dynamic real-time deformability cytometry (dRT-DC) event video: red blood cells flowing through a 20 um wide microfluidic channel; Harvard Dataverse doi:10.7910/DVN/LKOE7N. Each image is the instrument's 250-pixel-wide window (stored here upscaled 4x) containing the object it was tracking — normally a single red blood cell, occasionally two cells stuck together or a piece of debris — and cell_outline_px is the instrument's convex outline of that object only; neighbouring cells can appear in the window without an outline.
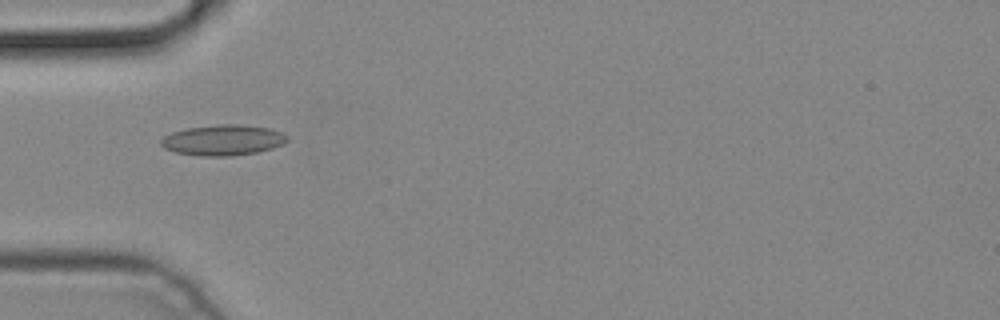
{"species": "common noctule bat (a hibernating species)", "species_latin": "Nyctalus noctula", "temperature_condition": "cold", "stored_images_in_passage": 6, "camera_frame_rate_fps": 3000, "um_per_image_px": 0.085, "animal": {"sex": "male", "body_mass_g": 19.2, "forearm_length_mm": 51.8}, "frame": {"image": 1, "passage_image": 5, "time_ms": 1.333, "image_size_px": [1000, 320], "cell_outline_px": [[288, 140], [272, 148], [256, 152], [232, 156], [200, 156], [176, 152], [164, 148], [160, 144], [160, 140], [164, 136], [172, 132], [188, 128], [216, 124], [236, 124], [272, 128], [288, 136]], "centroid_in_image_um": [18.94, 11.9], "position_along_channel_um": 66.1, "area_um2": 22.48}}
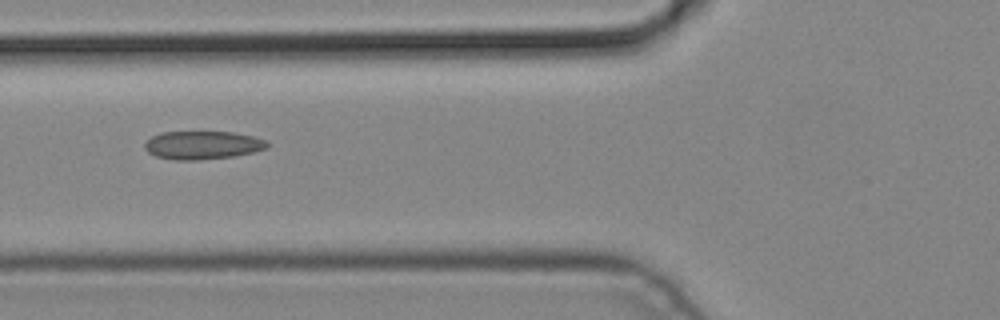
{"frame": {"image": 2, "passage_image": 6, "time_ms": 1.667, "image_size_px": [1000, 320], "cell_outline_px": [[268, 148], [236, 156], [196, 160], [176, 160], [156, 156], [148, 152], [144, 148], [144, 144], [152, 136], [160, 132], [232, 132], [252, 136], [264, 140], [268, 144]], "centroid_in_image_um": [17.2, 12.34], "position_along_channel_um": 108.6, "area_um2": 20.06}}